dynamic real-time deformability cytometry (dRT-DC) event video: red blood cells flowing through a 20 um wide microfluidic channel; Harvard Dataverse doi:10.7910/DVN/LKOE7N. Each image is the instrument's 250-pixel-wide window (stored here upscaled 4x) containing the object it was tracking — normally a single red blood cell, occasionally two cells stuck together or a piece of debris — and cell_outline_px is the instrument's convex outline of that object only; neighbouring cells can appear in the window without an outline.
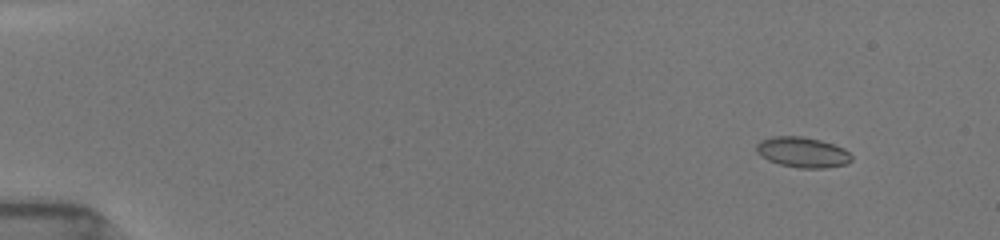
{"species": "common noctule bat (a hibernating species)", "species_latin": "Nyctalus noctula", "temperature_condition": "room temperature", "stored_images_in_passage": 13, "camera_frame_rate_fps": 3000, "um_per_image_px": 0.085, "animal": {"sex": "female", "body_mass_g": 19.5, "forearm_length_mm": 54.1}, "frame": {"image": 1, "passage_image": 2, "time_ms": 1.0, "image_size_px": [1000, 240], "cell_outline_px": [[852, 160], [848, 164], [824, 168], [800, 168], [780, 164], [768, 160], [756, 152], [756, 144], [760, 140], [772, 136], [804, 136], [820, 140], [844, 148], [852, 156]], "centroid_in_image_um": [68.21, 12.94], "position_along_channel_um": 16.8, "area_um2": 16.94}}
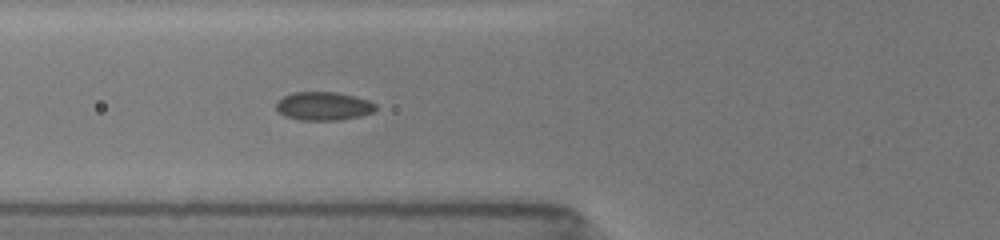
{"frame": {"image": 2, "passage_image": 11, "time_ms": 6.333, "image_size_px": [1000, 240], "cell_outline_px": [[376, 108], [372, 112], [360, 116], [340, 120], [300, 120], [284, 116], [276, 108], [276, 104], [284, 96], [292, 92], [336, 92], [368, 100], [376, 104]], "centroid_in_image_um": [27.49, 9.02], "position_along_channel_um": 98.3, "area_um2": 16.36}}
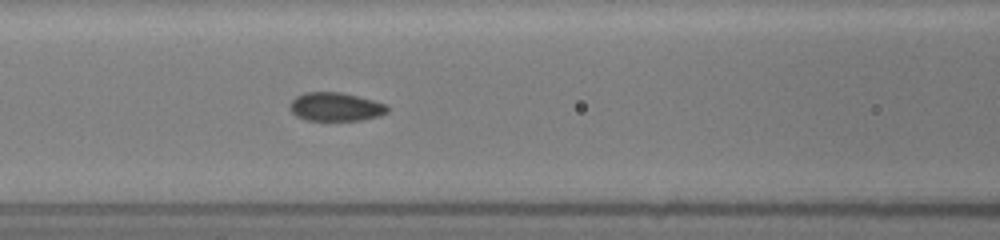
{"frame": {"image": 3, "passage_image": 13, "time_ms": 7.333, "image_size_px": [1000, 240], "cell_outline_px": [[388, 112], [380, 116], [360, 120], [308, 120], [296, 116], [292, 112], [292, 100], [296, 96], [304, 92], [340, 92], [388, 104]], "centroid_in_image_um": [28.56, 9.08], "position_along_channel_um": 138.0, "area_um2": 16.07}}